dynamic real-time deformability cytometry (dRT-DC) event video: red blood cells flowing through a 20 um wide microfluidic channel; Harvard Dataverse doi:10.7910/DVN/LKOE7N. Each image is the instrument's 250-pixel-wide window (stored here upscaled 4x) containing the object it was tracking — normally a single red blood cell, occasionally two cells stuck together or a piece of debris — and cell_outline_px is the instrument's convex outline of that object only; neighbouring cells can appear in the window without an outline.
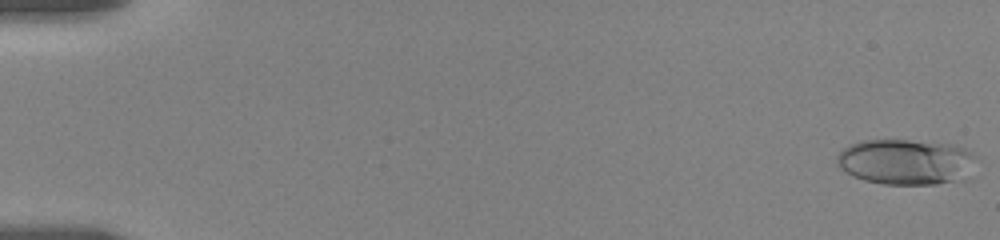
{"species": "human", "species_latin": "Homo sapiens", "temperature_condition": "room temperature", "stored_images_in_passage": 44, "camera_frame_rate_fps": 3000, "um_per_image_px": 0.085, "donor": {"sex": "female"}, "frame": {"image": 1, "passage_image": 1, "time_ms": 0.0, "image_size_px": [1000, 240], "cell_outline_px": [[976, 156], [952, 180], [936, 184], [884, 184], [864, 180], [852, 176], [840, 168], [836, 164], [836, 156], [848, 144], [860, 140], [908, 140], [956, 144], [972, 152]], "centroid_in_image_um": [76.81, 13.71], "position_along_channel_um": 8.2, "area_um2": 36.07}}
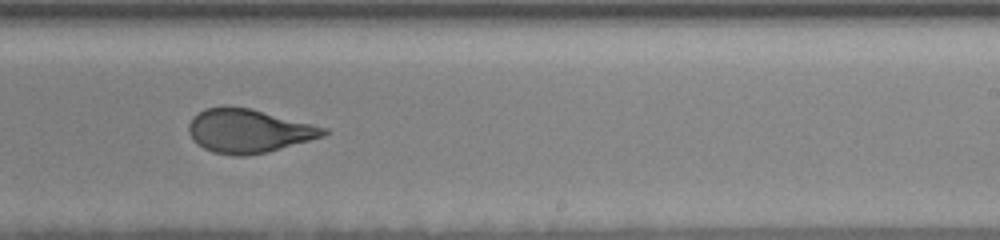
{"frame": {"image": 2, "passage_image": 23, "time_ms": 12.0, "image_size_px": [1000, 240], "cell_outline_px": [[328, 132], [324, 136], [268, 152], [244, 156], [236, 156], [212, 152], [204, 148], [192, 140], [188, 132], [188, 124], [192, 116], [204, 108], [224, 104], [252, 108], [328, 128]], "centroid_in_image_um": [21.08, 11.1], "position_along_channel_um": 267.9, "area_um2": 34.91}}
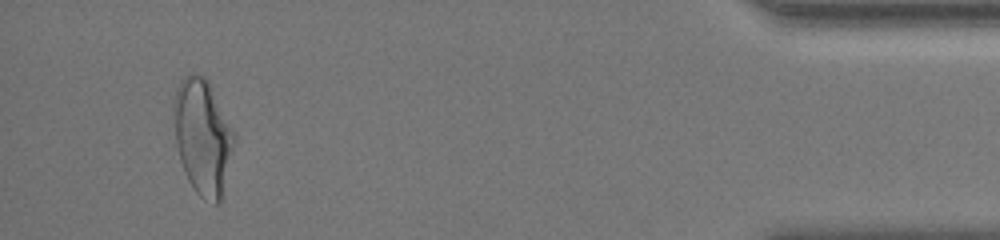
{"frame": {"image": 3, "passage_image": 43, "time_ms": 18.0, "image_size_px": [1000, 240], "cell_outline_px": [[236, 136], [220, 200], [216, 204], [212, 204], [204, 200], [192, 188], [184, 172], [180, 160], [176, 144], [176, 88], [184, 76], [188, 72], [192, 72], [204, 76], [208, 80], [236, 132]], "centroid_in_image_um": [17.26, 11.62], "position_along_channel_um": 417.9, "area_um2": 40.17}, "authors_computed_cell_mechanics": {"area_um2": 34.9401, "velocity_mm_per_s": 3.5082, "shape_relaxation_time_tau1_ms": 7.1787, "shape_relaxation_time_tau2_ms": 1.1072, "deformation_change_tau1": 0.2228, "deformation_change_tau2": 0.0707}}